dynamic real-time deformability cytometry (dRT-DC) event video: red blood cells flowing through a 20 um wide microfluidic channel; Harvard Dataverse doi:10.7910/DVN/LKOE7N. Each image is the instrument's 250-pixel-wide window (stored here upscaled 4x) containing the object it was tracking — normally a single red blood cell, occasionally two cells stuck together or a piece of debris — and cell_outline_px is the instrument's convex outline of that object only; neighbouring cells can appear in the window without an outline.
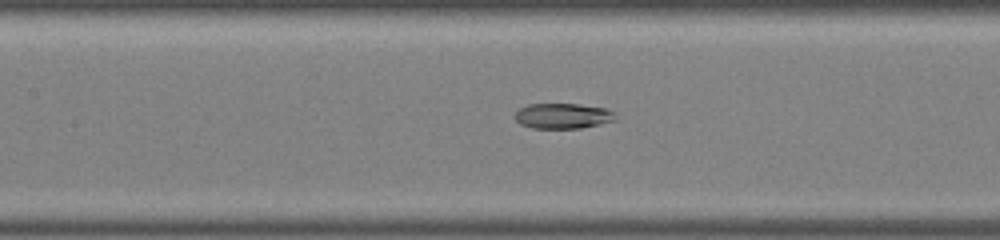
{"species": "common noctule bat (a hibernating species)", "species_latin": "Nyctalus noctula", "temperature_condition": "warm", "stored_images_in_passage": 27, "camera_frame_rate_fps": 3000, "um_per_image_px": 0.085, "animal": {"sex": "male", "body_mass_g": 19.0, "forearm_length_mm": 50.8}, "frame": {"image": 1, "passage_image": 7, "time_ms": 2.0, "image_size_px": [1000, 240], "cell_outline_px": [[616, 120], [580, 128], [532, 128], [520, 124], [516, 120], [516, 112], [520, 108], [528, 104], [576, 104], [604, 108], [612, 112]], "centroid_in_image_um": [47.8, 9.85], "position_along_channel_um": 159.6, "area_um2": 14.57}}
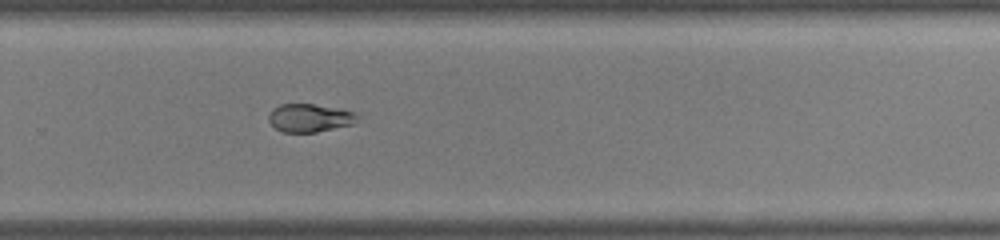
{"frame": {"image": 2, "passage_image": 15, "time_ms": 4.667, "image_size_px": [1000, 240], "cell_outline_px": [[360, 116], [352, 124], [316, 132], [284, 132], [276, 128], [268, 120], [268, 116], [272, 108], [280, 104], [312, 104], [340, 108], [352, 112]], "centroid_in_image_um": [26.3, 10.01], "position_along_channel_um": 303.5, "area_um2": 14.45}}
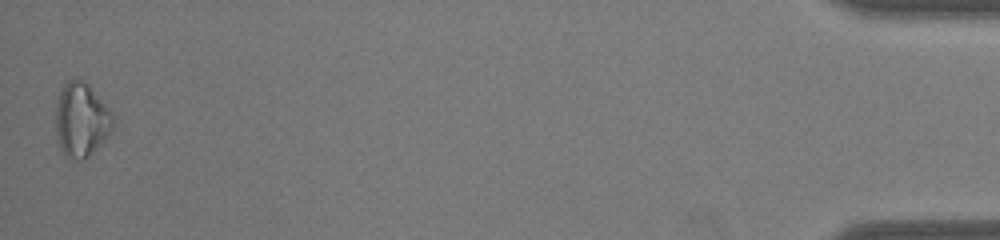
{"frame": {"image": 3, "passage_image": 27, "time_ms": 8.667, "image_size_px": [1000, 240], "cell_outline_px": [[112, 128], [108, 136], [84, 160], [80, 160], [68, 156], [60, 148], [56, 140], [56, 104], [60, 92], [64, 84], [68, 80], [84, 80], [88, 84], [112, 112]], "centroid_in_image_um": [6.89, 10.18], "position_along_channel_um": 428.3, "area_um2": 24.39}}